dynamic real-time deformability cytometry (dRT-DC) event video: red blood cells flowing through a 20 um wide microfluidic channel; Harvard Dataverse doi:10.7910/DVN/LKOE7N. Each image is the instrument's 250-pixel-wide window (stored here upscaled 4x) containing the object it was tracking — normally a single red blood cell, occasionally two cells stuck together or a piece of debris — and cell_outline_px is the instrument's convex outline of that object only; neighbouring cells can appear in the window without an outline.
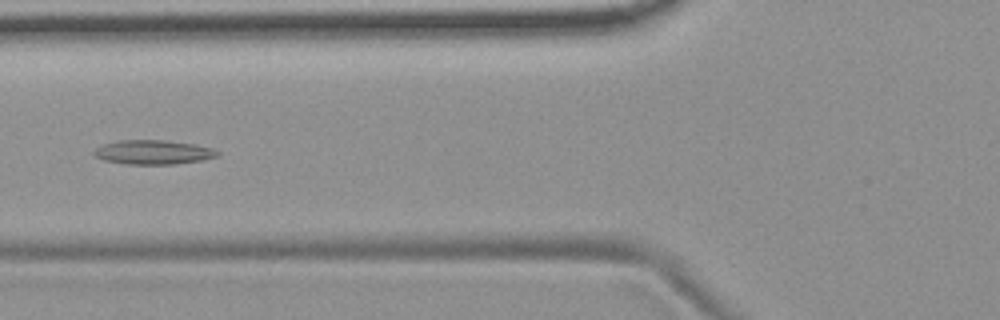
{"species": "common noctule bat (a hibernating species)", "species_latin": "Nyctalus noctula", "temperature_condition": "room temperature", "stored_images_in_passage": 39, "camera_frame_rate_fps": 3000, "um_per_image_px": 0.085, "animal": {"sex": "female", "body_mass_g": 19.9}, "frame": {"image": 1, "passage_image": 6, "time_ms": 1.667, "image_size_px": [1000, 320], "cell_outline_px": [[220, 156], [204, 160], [176, 164], [124, 164], [104, 160], [96, 156], [92, 152], [96, 148], [104, 144], [116, 140], [164, 140], [196, 144], [212, 148], [220, 152]], "centroid_in_image_um": [13.06, 12.94], "position_along_channel_um": 112.7, "area_um2": 17.63}}
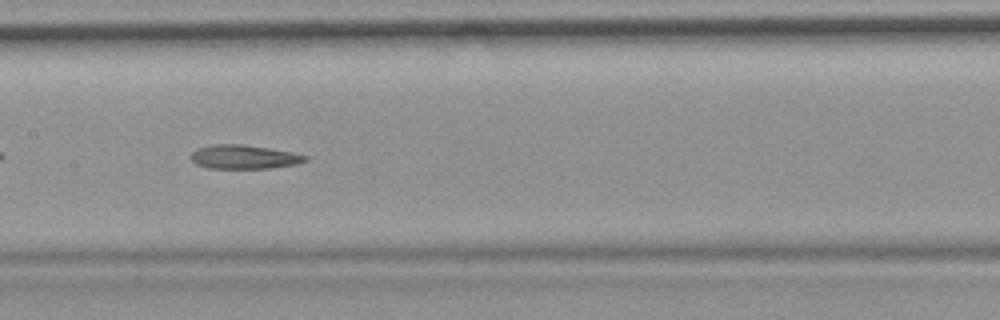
{"frame": {"image": 2, "passage_image": 12, "time_ms": 3.667, "image_size_px": [1000, 320], "cell_outline_px": [[308, 160], [296, 164], [272, 168], [208, 168], [196, 164], [188, 156], [196, 148], [212, 144], [244, 144], [292, 152], [308, 156]], "centroid_in_image_um": [20.71, 13.33], "position_along_channel_um": 186.7, "area_um2": 16.07}}